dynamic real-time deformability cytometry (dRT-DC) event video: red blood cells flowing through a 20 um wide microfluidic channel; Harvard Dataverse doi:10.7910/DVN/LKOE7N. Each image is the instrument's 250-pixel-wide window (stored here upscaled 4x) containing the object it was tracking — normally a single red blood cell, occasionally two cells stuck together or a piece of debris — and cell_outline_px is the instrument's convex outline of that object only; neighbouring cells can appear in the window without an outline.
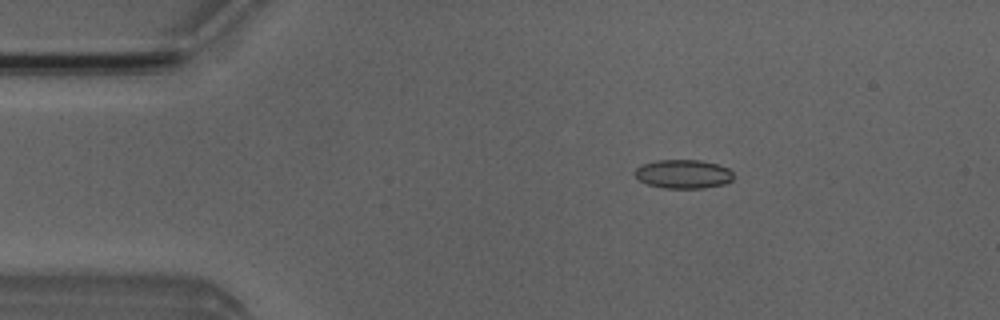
{"species": "Egyptian fruit bat (a non-hibernating species)", "species_latin": "Rousettus aegyptiacus", "temperature_condition": "room temperature", "stored_images_in_passage": 5, "camera_frame_rate_fps": 3000, "um_per_image_px": 0.085, "animal": {"sex": "male"}, "frame": {"image": 1, "passage_image": 3, "time_ms": 2.333, "image_size_px": [1000, 320], "cell_outline_px": [[732, 180], [724, 184], [704, 188], [664, 188], [648, 184], [640, 180], [632, 172], [640, 164], [656, 160], [700, 160], [716, 164], [728, 168], [732, 172]], "centroid_in_image_um": [58.04, 14.79], "position_along_channel_um": 27.0, "area_um2": 16.59}}
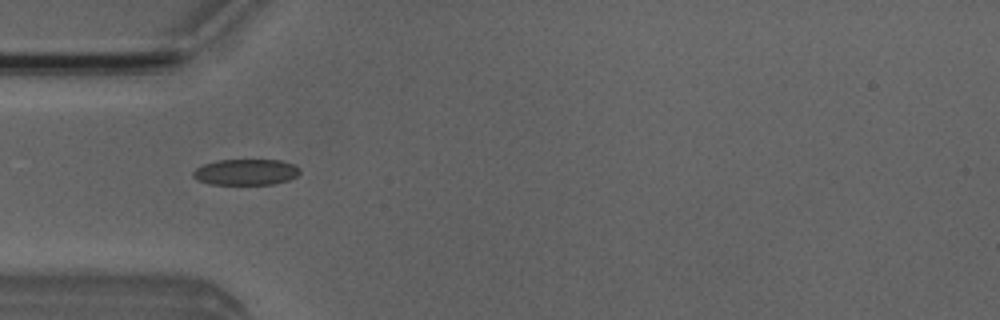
{"frame": {"image": 2, "passage_image": 5, "time_ms": 4.667, "image_size_px": [1000, 320], "cell_outline_px": [[300, 172], [296, 176], [288, 180], [272, 184], [208, 184], [196, 180], [192, 176], [192, 172], [196, 168], [204, 164], [216, 160], [280, 160], [292, 164], [300, 168]], "centroid_in_image_um": [20.86, 14.62], "position_along_channel_um": 64.1, "area_um2": 16.18}}